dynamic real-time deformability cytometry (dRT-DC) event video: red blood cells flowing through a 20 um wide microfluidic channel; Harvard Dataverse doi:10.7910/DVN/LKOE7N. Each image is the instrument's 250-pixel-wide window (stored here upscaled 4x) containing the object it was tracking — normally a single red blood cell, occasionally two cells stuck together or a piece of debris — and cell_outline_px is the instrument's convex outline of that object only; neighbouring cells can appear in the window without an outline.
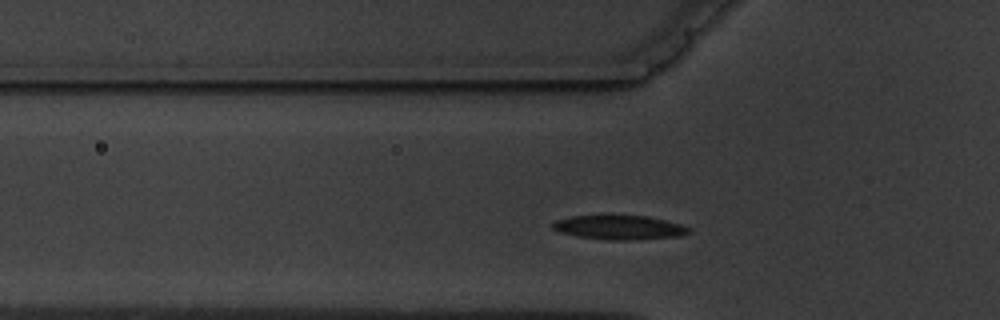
{"species": "common noctule bat (a hibernating species)", "species_latin": "Nyctalus noctula", "temperature_condition": "warm", "stored_images_in_passage": 4, "camera_frame_rate_fps": 3000, "um_per_image_px": 0.085, "animal": {"sex": "male", "body_mass_g": 19.5, "forearm_length_mm": 54.6}, "frame": {"image": 1, "passage_image": 4, "time_ms": 3.333, "image_size_px": [1000, 320], "cell_outline_px": [[692, 232], [680, 236], [628, 240], [608, 240], [580, 236], [560, 232], [552, 228], [552, 224], [556, 220], [568, 216], [604, 212], [612, 212], [648, 216], [680, 224], [688, 228]], "centroid_in_image_um": [52.58, 19.26], "position_along_channel_um": 73.2, "area_um2": 20.17}}